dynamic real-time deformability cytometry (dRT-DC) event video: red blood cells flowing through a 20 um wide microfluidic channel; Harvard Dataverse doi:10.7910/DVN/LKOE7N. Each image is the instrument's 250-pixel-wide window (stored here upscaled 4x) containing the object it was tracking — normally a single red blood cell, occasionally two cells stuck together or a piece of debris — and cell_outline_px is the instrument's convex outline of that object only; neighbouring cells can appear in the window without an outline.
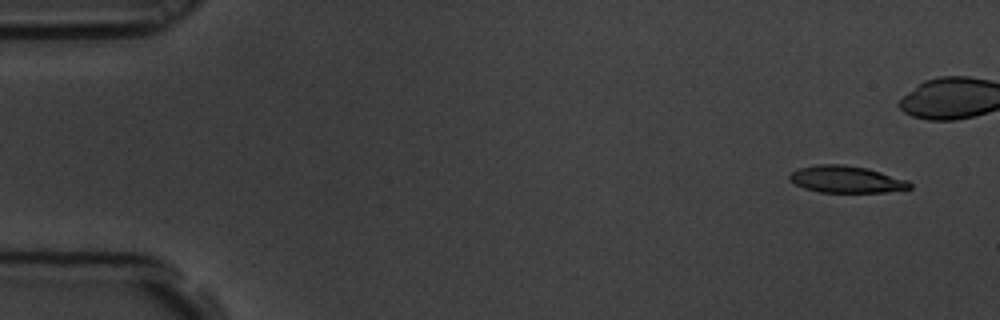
{"species": "common noctule bat (a hibernating species)", "species_latin": "Nyctalus noctula", "temperature_condition": "room temperature", "stored_images_in_passage": 6, "camera_frame_rate_fps": 3000, "um_per_image_px": 0.085, "animal": {"sex": "male", "body_mass_g": 19.5, "forearm_length_mm": 54.6}, "frame": {"image": 1, "passage_image": 1, "time_ms": 0.0, "image_size_px": [1000, 320], "cell_outline_px": [[912, 188], [884, 192], [820, 192], [804, 188], [788, 180], [788, 176], [792, 172], [800, 168], [816, 164], [844, 164], [868, 168], [908, 180], [912, 184]], "centroid_in_image_um": [71.93, 15.24], "position_along_channel_um": 13.1, "area_um2": 18.9}}